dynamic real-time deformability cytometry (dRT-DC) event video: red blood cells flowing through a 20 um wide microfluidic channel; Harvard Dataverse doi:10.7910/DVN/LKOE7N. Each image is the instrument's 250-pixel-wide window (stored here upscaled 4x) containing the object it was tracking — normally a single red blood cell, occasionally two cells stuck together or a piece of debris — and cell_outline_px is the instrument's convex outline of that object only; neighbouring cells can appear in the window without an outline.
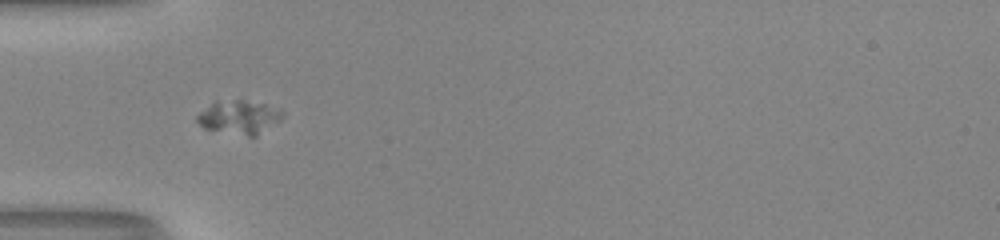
{"species": "human", "species_latin": "Homo sapiens", "temperature_condition": "room temperature", "stored_images_in_passage": 56, "camera_frame_rate_fps": 3000, "um_per_image_px": 0.085, "donor": {"sex": "male"}, "frame": {"image": 1, "passage_image": 21, "time_ms": 6.667, "image_size_px": [1000, 240], "cell_outline_px": [[284, 116], [280, 120], [256, 136], [248, 136], [204, 128], [196, 120], [196, 116], [200, 112], [216, 100], [240, 100], [264, 104], [280, 108], [284, 112]], "centroid_in_image_um": [20.35, 9.95], "position_along_channel_um": 64.7, "area_um2": 16.59}}